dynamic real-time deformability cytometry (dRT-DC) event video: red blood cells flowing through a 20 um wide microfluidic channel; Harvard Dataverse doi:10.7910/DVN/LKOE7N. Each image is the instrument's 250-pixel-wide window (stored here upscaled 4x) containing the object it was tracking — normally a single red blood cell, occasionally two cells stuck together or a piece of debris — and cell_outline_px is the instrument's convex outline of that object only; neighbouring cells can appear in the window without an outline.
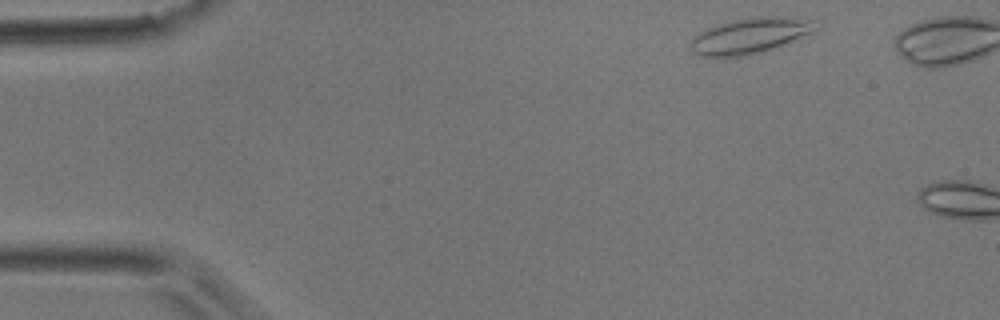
{"species": "common noctule bat (a hibernating species)", "species_latin": "Nyctalus noctula", "temperature_condition": "room temperature", "stored_images_in_passage": 3, "camera_frame_rate_fps": 3000, "um_per_image_px": 0.085, "animal": {"sex": "male", "body_mass_g": 17.9}, "frame": {"image": 1, "passage_image": 1, "time_ms": 0.0, "image_size_px": [1000, 320], "cell_outline_px": [[812, 32], [772, 48], [744, 56], [700, 56], [692, 52], [692, 40], [700, 32], [708, 28], [732, 20], [756, 16], [776, 16], [812, 20]], "centroid_in_image_um": [63.67, 3.03], "position_along_channel_um": 21.3, "area_um2": 24.91}}